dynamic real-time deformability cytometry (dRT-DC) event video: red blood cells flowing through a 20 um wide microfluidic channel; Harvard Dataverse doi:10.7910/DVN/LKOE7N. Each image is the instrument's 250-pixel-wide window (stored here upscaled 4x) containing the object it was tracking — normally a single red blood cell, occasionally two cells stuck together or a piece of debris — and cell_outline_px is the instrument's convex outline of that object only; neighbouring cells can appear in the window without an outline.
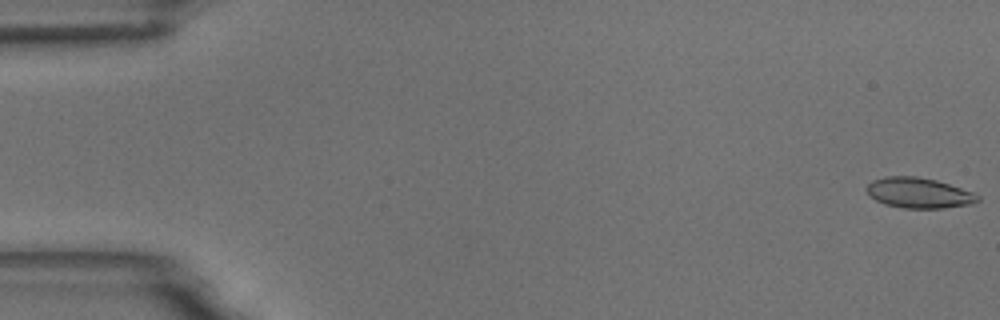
{"species": "common noctule bat (a hibernating species)", "species_latin": "Nyctalus noctula", "temperature_condition": "room temperature", "stored_images_in_passage": 54, "camera_frame_rate_fps": 3000, "um_per_image_px": 0.085, "animal": {"sex": "male", "body_mass_g": 18.8}, "frame": {"image": 1, "passage_image": 1, "time_ms": 0.0, "image_size_px": [1000, 320], "cell_outline_px": [[980, 200], [972, 204], [944, 208], [904, 208], [884, 204], [876, 200], [864, 188], [872, 180], [884, 176], [916, 176], [936, 180], [976, 192], [980, 196]], "centroid_in_image_um": [78.13, 16.39], "position_along_channel_um": 6.9, "area_um2": 19.88}}
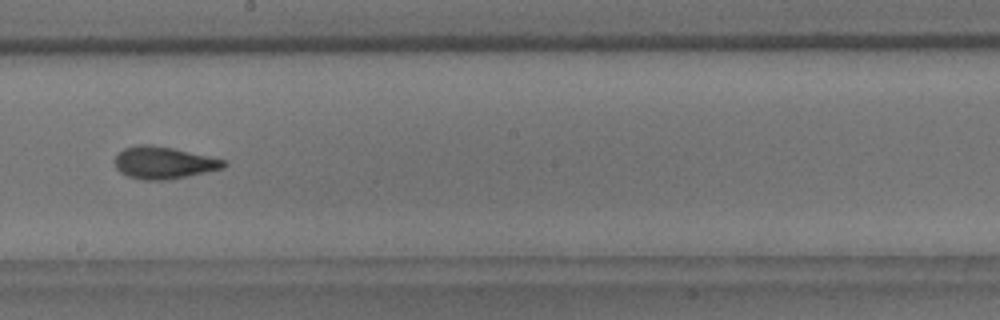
{"frame": {"image": 2, "passage_image": 31, "time_ms": 10.0, "image_size_px": [1000, 320], "cell_outline_px": [[228, 164], [224, 168], [188, 176], [168, 180], [144, 180], [128, 176], [120, 172], [116, 168], [116, 156], [124, 148], [136, 144], [152, 144], [172, 148], [228, 160]], "centroid_in_image_um": [13.95, 13.83], "position_along_channel_um": 234.3, "area_um2": 20.52}}
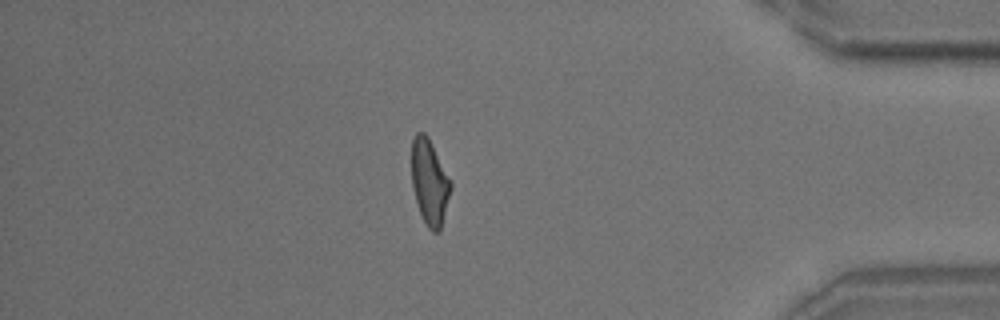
{"frame": {"image": 3, "passage_image": 47, "time_ms": 15.333, "image_size_px": [1000, 320], "cell_outline_px": [[452, 188], [440, 232], [432, 232], [428, 228], [420, 212], [412, 188], [412, 140], [416, 132], [424, 132], [428, 136], [452, 180]], "centroid_in_image_um": [36.54, 15.47], "position_along_channel_um": 398.7, "area_um2": 19.71}, "authors_computed_cell_mechanics": {"area_um2": 19.9121, "velocity_mm_per_s": 3.744, "shape_relaxation_time_tau1_ms": 5.1291, "shape_relaxation_time_tau2_ms": 1.4286, "deformation_change_tau1": 0.1587, "deformation_change_tau2": 0.0766}}